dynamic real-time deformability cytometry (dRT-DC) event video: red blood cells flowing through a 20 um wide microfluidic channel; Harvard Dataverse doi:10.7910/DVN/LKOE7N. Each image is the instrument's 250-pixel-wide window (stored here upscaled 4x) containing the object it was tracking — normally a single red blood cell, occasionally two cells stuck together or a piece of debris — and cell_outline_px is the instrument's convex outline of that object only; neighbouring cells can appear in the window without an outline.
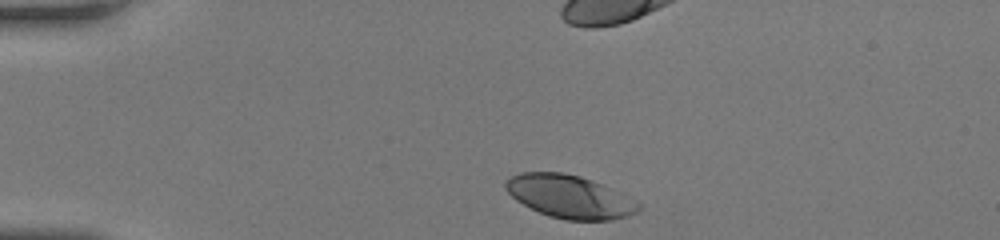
{"species": "human", "species_latin": "Homo sapiens", "temperature_condition": "room temperature", "stored_images_in_passage": 33, "camera_frame_rate_fps": 3000, "um_per_image_px": 0.085, "donor": {"sex": "female"}, "frame": {"image": 1, "passage_image": 1, "time_ms": 0.0, "image_size_px": [1000, 240], "cell_outline_px": [[640, 208], [636, 212], [628, 216], [612, 220], [564, 220], [548, 216], [516, 200], [504, 188], [504, 184], [512, 176], [520, 172], [564, 172], [580, 176], [600, 184], [640, 204]], "centroid_in_image_um": [48.37, 16.72], "position_along_channel_um": 36.6, "area_um2": 32.71}, "authors_computed_cell_mechanics": {"area_um2": 34.5644, "velocity_mm_per_s": 4.1426, "shape_relaxation_time_tau1_ms": 2.8613, "shape_relaxation_time_tau2_ms": null, "deformation_change_tau1": 0.1755, "deformation_change_tau2": null}}